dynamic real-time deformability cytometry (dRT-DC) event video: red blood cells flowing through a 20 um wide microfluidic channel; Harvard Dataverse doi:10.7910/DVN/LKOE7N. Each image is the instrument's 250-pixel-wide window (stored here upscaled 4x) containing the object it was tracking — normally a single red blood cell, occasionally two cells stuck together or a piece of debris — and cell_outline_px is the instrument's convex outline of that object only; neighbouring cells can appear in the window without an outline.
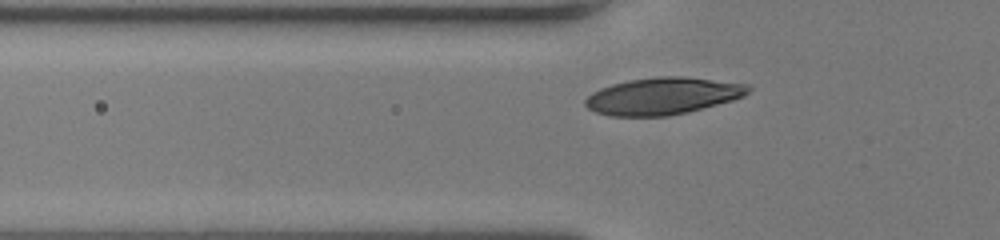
{"species": "human", "species_latin": "Homo sapiens", "temperature_condition": "room temperature", "stored_images_in_passage": 34, "camera_frame_rate_fps": 3000, "um_per_image_px": 0.085, "donor": {"sex": "female"}, "frame": {"image": 1, "passage_image": 9, "time_ms": 2.667, "image_size_px": [1000, 240], "cell_outline_px": [[752, 88], [744, 96], [732, 100], [688, 112], [668, 116], [612, 116], [596, 112], [588, 108], [584, 104], [584, 100], [592, 92], [600, 88], [612, 84], [628, 80], [656, 76], [680, 76], [748, 84]], "centroid_in_image_um": [56.32, 8.16], "position_along_channel_um": 69.5, "area_um2": 35.08}}
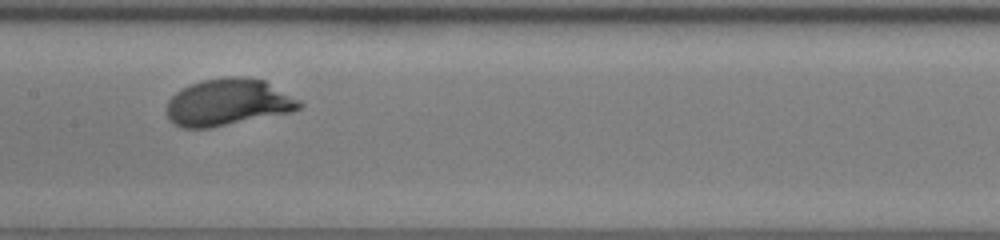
{"frame": {"image": 2, "passage_image": 18, "time_ms": 5.667, "image_size_px": [1000, 240], "cell_outline_px": [[304, 104], [300, 108], [292, 112], [212, 128], [180, 128], [168, 120], [168, 100], [176, 92], [200, 80], [220, 76], [240, 76], [264, 80], [300, 100]], "centroid_in_image_um": [19.39, 8.7], "position_along_channel_um": 188.0, "area_um2": 36.53}}
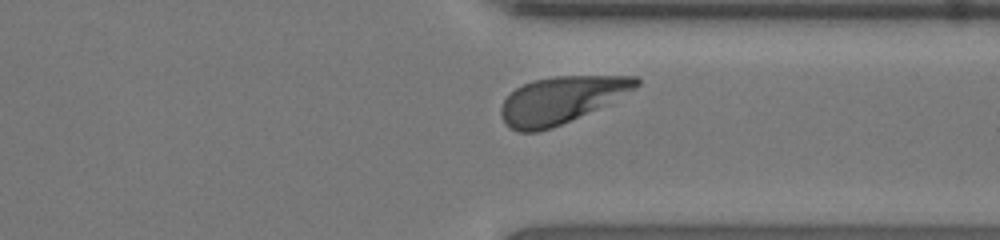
{"frame": {"image": 3, "passage_image": 31, "time_ms": 10.0, "image_size_px": [1000, 240], "cell_outline_px": [[640, 84], [636, 88], [560, 124], [536, 132], [516, 132], [508, 128], [504, 124], [500, 116], [500, 108], [504, 100], [516, 88], [532, 80], [556, 76], [636, 76], [640, 80]], "centroid_in_image_um": [47.6, 8.48], "position_along_channel_um": 363.8, "area_um2": 36.01}, "authors_computed_cell_mechanics": {"area_um2": 36.0094, "velocity_mm_per_s": 4.0264, "shape_relaxation_time_tau1_ms": 2.7037, "shape_relaxation_time_tau2_ms": null, "deformation_change_tau1": 0.1777, "deformation_change_tau2": null}}